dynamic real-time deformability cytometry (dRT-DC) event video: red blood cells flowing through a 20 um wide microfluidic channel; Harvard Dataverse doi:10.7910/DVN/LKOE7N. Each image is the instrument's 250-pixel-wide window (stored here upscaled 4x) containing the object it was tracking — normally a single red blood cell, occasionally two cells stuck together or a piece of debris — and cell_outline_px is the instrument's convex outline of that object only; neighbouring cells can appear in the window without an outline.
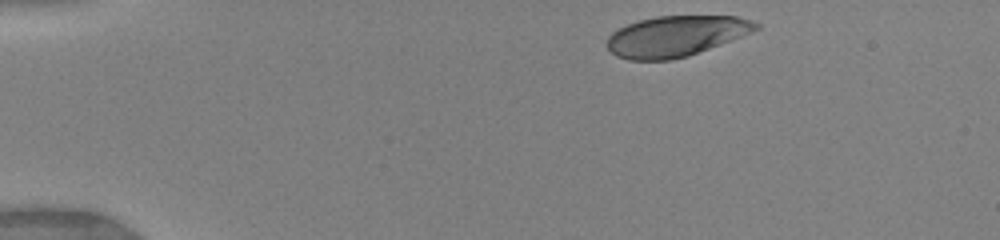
{"species": "human", "species_latin": "Homo sapiens", "temperature_condition": "warm", "stored_images_in_passage": 71, "camera_frame_rate_fps": 3000, "um_per_image_px": 0.085, "donor": {"sex": "female"}, "frame": {"image": 1, "passage_image": 1, "time_ms": 0.0, "image_size_px": [1000, 240], "cell_outline_px": [[760, 28], [752, 32], [688, 56], [672, 60], [628, 60], [616, 56], [608, 48], [608, 36], [612, 32], [628, 24], [640, 20], [656, 16], [736, 16], [760, 24]], "centroid_in_image_um": [57.44, 3.07], "position_along_channel_um": 27.6, "area_um2": 34.97}}
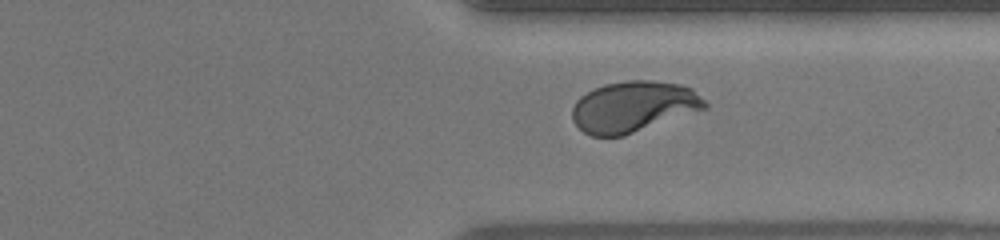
{"frame": {"image": 2, "passage_image": 50, "time_ms": 10.333, "image_size_px": [1000, 240], "cell_outline_px": [[708, 108], [624, 136], [592, 136], [584, 132], [572, 120], [572, 108], [576, 100], [580, 96], [604, 84], [628, 80], [652, 80], [680, 84], [692, 88], [708, 104]], "centroid_in_image_um": [53.85, 9.07], "position_along_channel_um": 357.5, "area_um2": 39.48}}
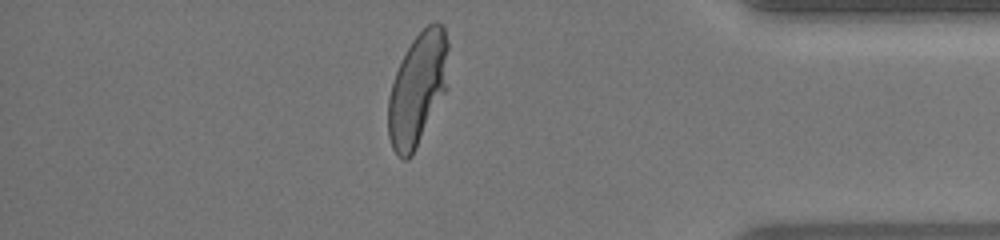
{"frame": {"image": 3, "passage_image": 59, "time_ms": 12.0, "image_size_px": [1000, 240], "cell_outline_px": [[448, 88], [412, 156], [408, 160], [404, 160], [392, 148], [388, 136], [388, 100], [392, 84], [396, 72], [412, 40], [432, 20], [436, 20], [444, 24], [448, 40]], "centroid_in_image_um": [35.54, 7.54], "position_along_channel_um": 399.7, "area_um2": 39.88}, "authors_computed_cell_mechanics": {"area_um2": 39.2462, "velocity_mm_per_s": 3.9846, "shape_relaxation_time_tau1_ms": 3.7977, "shape_relaxation_time_tau2_ms": null, "deformation_change_tau1": 0.212, "deformation_change_tau2": null}}